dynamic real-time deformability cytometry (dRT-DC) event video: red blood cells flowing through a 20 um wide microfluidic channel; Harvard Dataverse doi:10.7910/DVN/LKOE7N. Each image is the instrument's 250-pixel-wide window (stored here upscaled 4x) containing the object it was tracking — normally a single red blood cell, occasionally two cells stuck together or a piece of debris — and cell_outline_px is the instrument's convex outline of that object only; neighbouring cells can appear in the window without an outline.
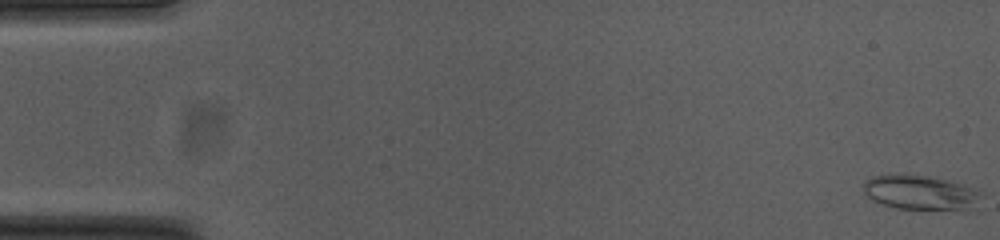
{"species": "common noctule bat (a hibernating species)", "species_latin": "Nyctalus noctula", "temperature_condition": "cold", "stored_images_in_passage": 12, "camera_frame_rate_fps": 3000, "um_per_image_px": 0.085, "animal": {"sex": "female", "body_mass_g": 23.0, "forearm_length_mm": 53.4}, "frame": {"image": 1, "passage_image": 1, "time_ms": 0.0, "image_size_px": [1000, 240], "cell_outline_px": [[984, 196], [960, 212], [896, 208], [872, 200], [864, 192], [864, 184], [872, 176], [928, 176], [960, 184], [980, 192]], "centroid_in_image_um": [78.26, 16.42], "position_along_channel_um": 6.7, "area_um2": 23.18}}